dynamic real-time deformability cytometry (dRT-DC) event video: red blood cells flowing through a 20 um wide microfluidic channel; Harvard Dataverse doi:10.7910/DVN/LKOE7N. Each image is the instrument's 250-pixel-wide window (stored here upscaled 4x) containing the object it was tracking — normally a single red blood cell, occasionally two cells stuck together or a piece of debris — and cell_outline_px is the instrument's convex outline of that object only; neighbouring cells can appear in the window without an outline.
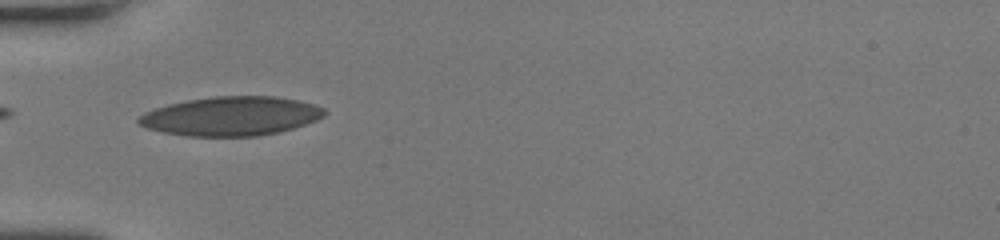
{"species": "human", "species_latin": "Homo sapiens", "temperature_condition": "room temperature", "stored_images_in_passage": 31, "camera_frame_rate_fps": 3000, "um_per_image_px": 0.085, "donor": {"sex": "female"}, "frame": {"image": 1, "passage_image": 1, "time_ms": 0.0, "image_size_px": [1000, 240], "cell_outline_px": [[328, 112], [324, 116], [316, 120], [280, 132], [256, 136], [188, 136], [164, 132], [148, 128], [140, 124], [136, 120], [144, 112], [168, 104], [188, 100], [212, 96], [276, 96], [296, 100], [312, 104], [324, 108]], "centroid_in_image_um": [19.65, 9.87], "position_along_channel_um": 65.4, "area_um2": 42.14}}
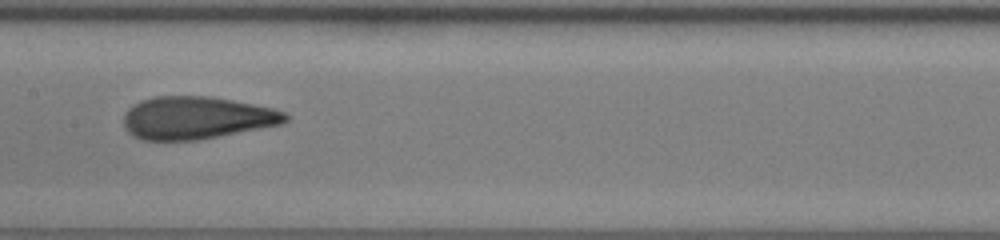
{"frame": {"image": 2, "passage_image": 10, "time_ms": 3.0, "image_size_px": [1000, 240], "cell_outline_px": [[288, 120], [284, 124], [200, 140], [144, 140], [132, 136], [128, 132], [124, 124], [124, 112], [128, 108], [140, 100], [156, 96], [212, 96], [272, 108], [284, 112], [288, 116]], "centroid_in_image_um": [16.7, 10.02], "position_along_channel_um": 190.7, "area_um2": 40.4}}
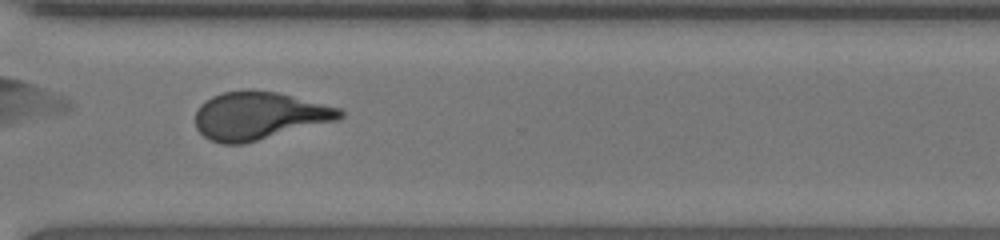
{"frame": {"image": 3, "passage_image": 21, "time_ms": 6.667, "image_size_px": [1000, 240], "cell_outline_px": [[344, 116], [336, 120], [244, 144], [220, 144], [208, 140], [196, 128], [196, 112], [200, 104], [212, 96], [224, 92], [248, 88], [276, 92], [340, 108], [344, 112]], "centroid_in_image_um": [21.97, 9.83], "position_along_channel_um": 348.6, "area_um2": 40.29}, "authors_computed_cell_mechanics": {"area_um2": 40.4022, "velocity_mm_per_s": 4.3089, "shape_relaxation_time_tau1_ms": null, "shape_relaxation_time_tau2_ms": 1.1423, "deformation_change_tau1": null, "deformation_change_tau2": 0.0804}}